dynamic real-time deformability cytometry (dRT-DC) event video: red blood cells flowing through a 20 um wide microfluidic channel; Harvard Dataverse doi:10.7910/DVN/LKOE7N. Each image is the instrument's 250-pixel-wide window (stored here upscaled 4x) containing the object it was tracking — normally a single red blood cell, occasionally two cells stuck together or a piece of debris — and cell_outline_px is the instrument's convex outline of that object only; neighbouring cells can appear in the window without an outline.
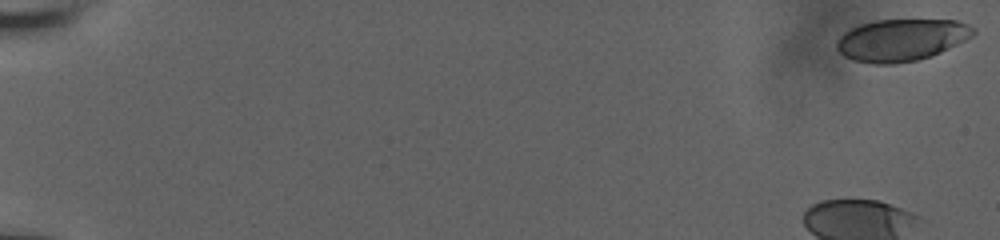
{"species": "human", "species_latin": "Homo sapiens", "temperature_condition": "room temperature", "stored_images_in_passage": 18, "camera_frame_rate_fps": 3000, "um_per_image_px": 0.085, "donor": {"sex": "male"}, "frame": {"image": 1, "passage_image": 1, "time_ms": 0.0, "image_size_px": [1000, 240], "cell_outline_px": [[976, 32], [972, 36], [932, 56], [916, 60], [892, 64], [872, 64], [852, 60], [844, 56], [836, 48], [836, 40], [844, 32], [860, 24], [876, 20], [956, 20], [968, 24], [976, 28]], "centroid_in_image_um": [76.6, 3.4], "position_along_channel_um": 8.4, "area_um2": 33.47}}